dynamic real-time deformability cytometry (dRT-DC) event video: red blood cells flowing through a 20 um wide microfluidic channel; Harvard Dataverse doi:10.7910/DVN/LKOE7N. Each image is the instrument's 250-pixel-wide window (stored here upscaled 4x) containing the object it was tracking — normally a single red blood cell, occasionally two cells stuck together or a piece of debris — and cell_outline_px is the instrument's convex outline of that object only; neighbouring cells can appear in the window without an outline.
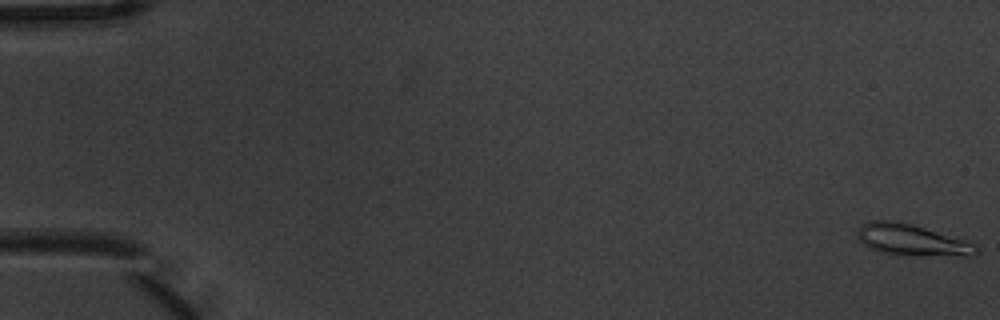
{"species": "common noctule bat (a hibernating species)", "species_latin": "Nyctalus noctula", "temperature_condition": "warm", "stored_images_in_passage": 7, "camera_frame_rate_fps": 3000, "um_per_image_px": 0.085, "animal": {"sex": "male", "body_mass_g": 20.1, "forearm_length_mm": 53.5}, "frame": {"image": 1, "passage_image": 1, "time_ms": 0.0, "image_size_px": [1000, 320], "cell_outline_px": [[980, 252], [972, 256], [964, 256], [880, 252], [860, 244], [856, 236], [856, 232], [864, 224], [876, 220], [892, 220], [912, 224], [964, 240], [972, 244]], "centroid_in_image_um": [77.45, 20.38], "position_along_channel_um": 7.6, "area_um2": 20.98}}
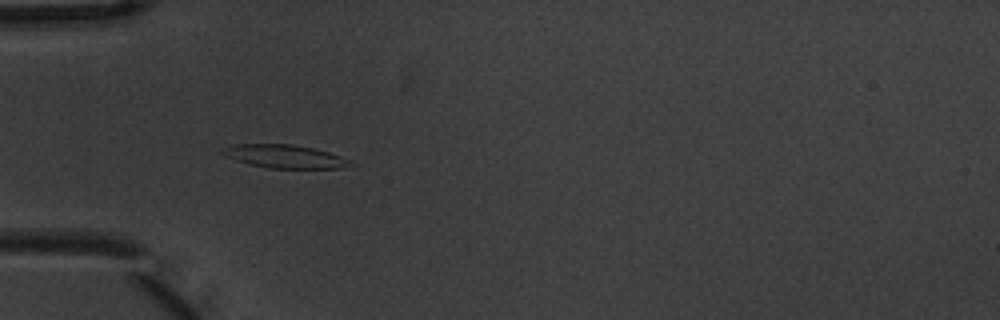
{"frame": {"image": 2, "passage_image": 6, "time_ms": 1.667, "image_size_px": [1000, 320], "cell_outline_px": [[352, 160], [344, 168], [268, 168], [248, 164], [224, 156], [220, 152], [220, 148], [236, 144], [292, 144], [312, 148], [328, 152]], "centroid_in_image_um": [24.12, 13.29], "position_along_channel_um": 60.9, "area_um2": 17.28}}